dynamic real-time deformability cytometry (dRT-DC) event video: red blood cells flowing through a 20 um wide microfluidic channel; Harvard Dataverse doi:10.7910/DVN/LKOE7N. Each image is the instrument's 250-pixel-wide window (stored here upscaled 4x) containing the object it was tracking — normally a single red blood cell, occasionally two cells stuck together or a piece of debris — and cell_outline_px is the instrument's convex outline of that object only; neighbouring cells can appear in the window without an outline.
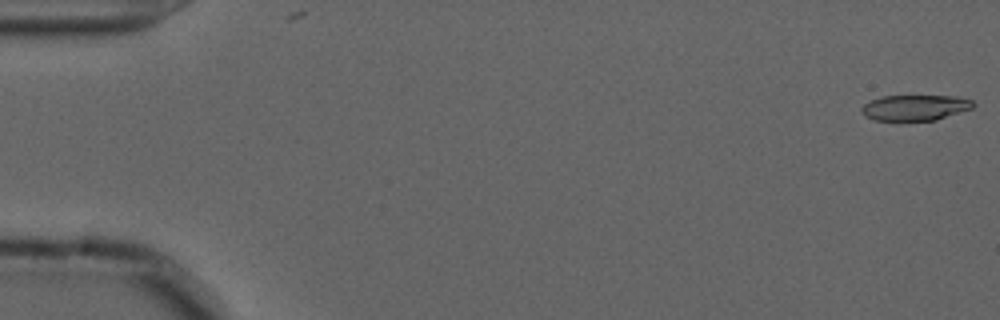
{"species": "common noctule bat (a hibernating species)", "species_latin": "Nyctalus noctula", "temperature_condition": "cold", "stored_images_in_passage": 56, "camera_frame_rate_fps": 3000, "um_per_image_px": 0.085, "animal": {"sex": "male", "forearm_length_mm": 52.5}, "frame": {"image": 1, "passage_image": 1, "time_ms": 0.0, "image_size_px": [1000, 320], "cell_outline_px": [[976, 104], [972, 108], [936, 120], [872, 120], [864, 116], [860, 112], [860, 108], [864, 104], [880, 96], [956, 96], [972, 100]], "centroid_in_image_um": [77.75, 9.14], "position_along_channel_um": 7.2, "area_um2": 16.7}}
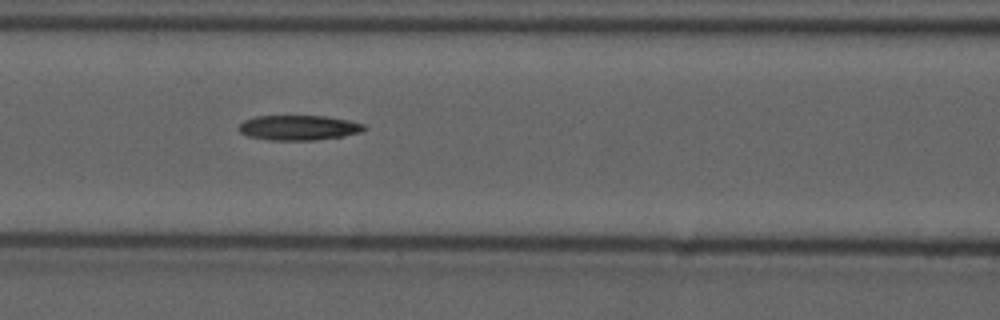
{"frame": {"image": 2, "passage_image": 24, "time_ms": 7.667, "image_size_px": [1000, 320], "cell_outline_px": [[368, 128], [360, 132], [344, 136], [316, 140], [268, 140], [248, 136], [240, 132], [240, 124], [244, 120], [256, 116], [324, 116], [348, 120], [364, 124]], "centroid_in_image_um": [25.41, 10.85], "position_along_channel_um": 141.2, "area_um2": 18.21}}
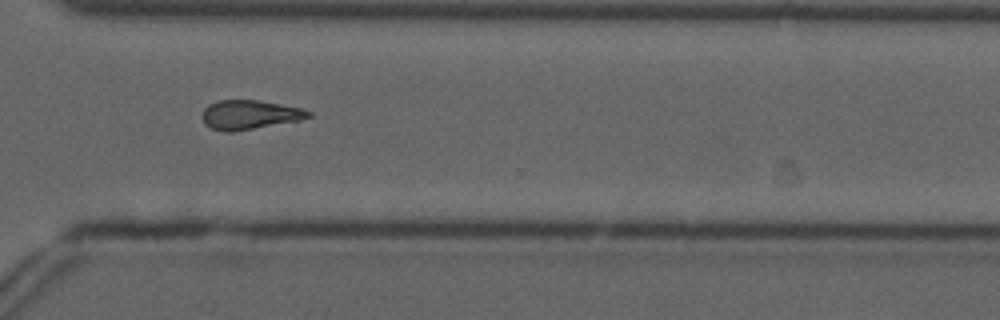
{"frame": {"image": 3, "passage_image": 41, "time_ms": 13.333, "image_size_px": [1000, 320], "cell_outline_px": [[312, 116], [300, 120], [232, 132], [224, 132], [212, 128], [204, 124], [204, 108], [208, 104], [216, 100], [256, 100], [304, 108], [312, 112]], "centroid_in_image_um": [21.24, 9.74], "position_along_channel_um": 349.4, "area_um2": 18.03}}